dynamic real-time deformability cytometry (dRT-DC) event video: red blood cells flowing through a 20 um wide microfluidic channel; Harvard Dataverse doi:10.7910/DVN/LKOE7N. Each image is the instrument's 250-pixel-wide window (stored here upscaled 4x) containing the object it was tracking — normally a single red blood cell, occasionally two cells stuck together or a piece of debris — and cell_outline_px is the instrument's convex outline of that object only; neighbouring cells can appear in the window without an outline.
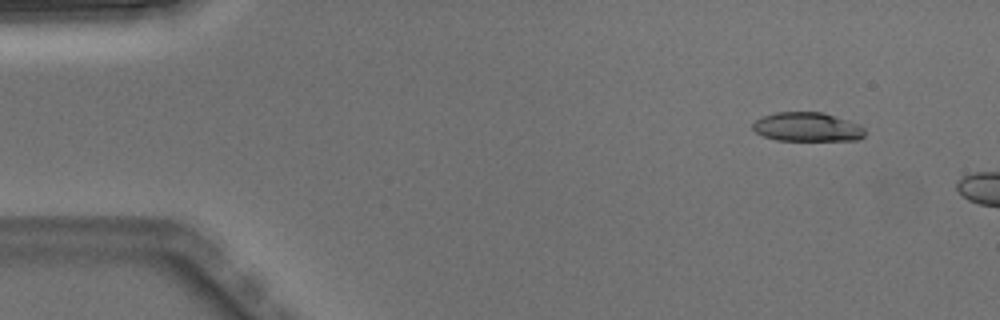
{"species": "Egyptian fruit bat (a non-hibernating species)", "species_latin": "Rousettus aegyptiacus", "temperature_condition": "warm", "stored_images_in_passage": 2, "camera_frame_rate_fps": 3000, "um_per_image_px": 0.085, "animal": {"sex": "male"}, "frame": {"image": 1, "passage_image": 1, "time_ms": 0.0, "image_size_px": [1000, 320], "cell_outline_px": [[864, 136], [856, 140], [776, 140], [764, 136], [756, 132], [752, 128], [752, 124], [760, 116], [776, 112], [824, 112], [860, 124], [864, 128]], "centroid_in_image_um": [68.6, 10.78], "position_along_channel_um": 16.4, "area_um2": 19.07}}